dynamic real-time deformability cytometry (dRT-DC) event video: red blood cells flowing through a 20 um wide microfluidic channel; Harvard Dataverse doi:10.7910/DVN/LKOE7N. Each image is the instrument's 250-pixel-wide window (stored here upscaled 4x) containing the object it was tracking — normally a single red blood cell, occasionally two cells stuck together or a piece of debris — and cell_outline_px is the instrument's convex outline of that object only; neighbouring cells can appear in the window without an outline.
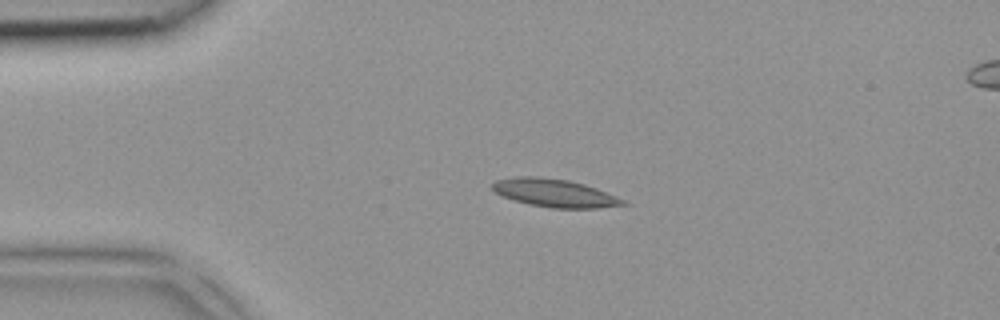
{"species": "common noctule bat (a hibernating species)", "species_latin": "Nyctalus noctula", "temperature_condition": "room temperature", "stored_images_in_passage": 3, "segment_of_instrument_passage": [1, 2], "camera_frame_rate_fps": 3000, "um_per_image_px": 0.085, "animal": {"sex": "female", "body_mass_g": 18.4}, "frame": {"image": 1, "passage_image": 1, "time_ms": 0.0, "image_size_px": [1000, 320], "cell_outline_px": [[628, 204], [596, 208], [552, 208], [528, 204], [504, 196], [496, 192], [492, 188], [492, 184], [496, 180], [512, 176], [540, 176], [568, 180], [584, 184], [596, 188], [616, 196], [624, 200]], "centroid_in_image_um": [47.13, 16.39], "position_along_channel_um": 37.9, "area_um2": 21.21}}